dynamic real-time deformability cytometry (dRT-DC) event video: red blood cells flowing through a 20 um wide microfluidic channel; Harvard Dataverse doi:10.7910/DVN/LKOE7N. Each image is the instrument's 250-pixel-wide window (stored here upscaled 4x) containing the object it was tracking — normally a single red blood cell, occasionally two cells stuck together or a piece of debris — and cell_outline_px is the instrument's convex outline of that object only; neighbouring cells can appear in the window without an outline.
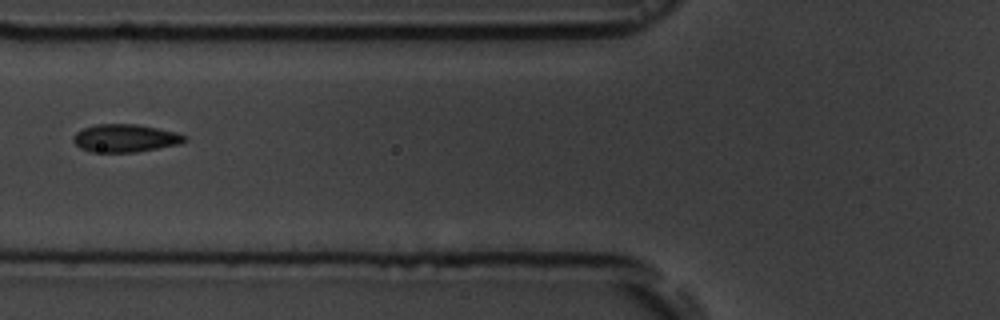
{"species": "common noctule bat (a hibernating species)", "species_latin": "Nyctalus noctula", "temperature_condition": "room temperature", "stored_images_in_passage": 12, "camera_frame_rate_fps": 3000, "um_per_image_px": 0.085, "animal": {"sex": "male", "body_mass_g": 19.5, "forearm_length_mm": 54.6}, "frame": {"image": 1, "passage_image": 3, "time_ms": 2.333, "image_size_px": [1000, 320], "cell_outline_px": [[188, 140], [180, 144], [136, 152], [92, 152], [80, 148], [72, 140], [72, 136], [76, 132], [84, 128], [96, 124], [136, 124], [176, 132], [184, 136]], "centroid_in_image_um": [10.62, 11.75], "position_along_channel_um": 115.2, "area_um2": 18.03}}
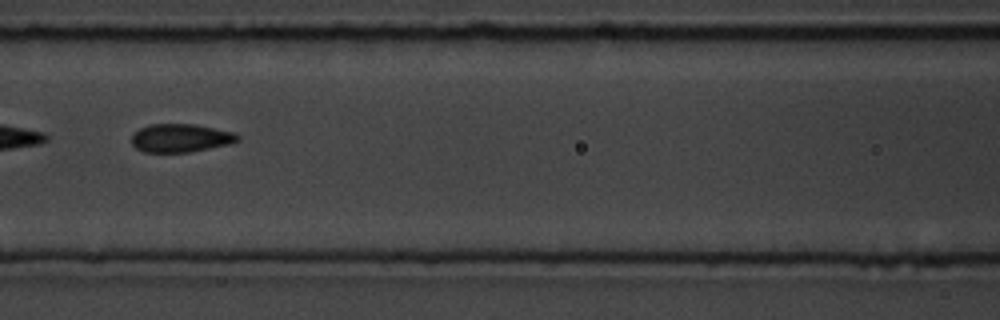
{"frame": {"image": 2, "passage_image": 4, "time_ms": 3.333, "image_size_px": [1000, 320], "cell_outline_px": [[240, 140], [232, 144], [192, 152], [144, 152], [136, 148], [132, 144], [132, 136], [140, 128], [148, 124], [196, 124], [236, 132], [240, 136]], "centroid_in_image_um": [15.42, 11.73], "position_along_channel_um": 151.2, "area_um2": 17.8}, "authors_computed_cell_mechanics": {"area_um2": 18.1203, "velocity_mm_per_s": 3.6038, "shape_relaxation_time_tau1_ms": 5.9837, "shape_relaxation_time_tau2_ms": 0.9542, "deformation_change_tau1": 0.1485, "deformation_change_tau2": 0.0361}}